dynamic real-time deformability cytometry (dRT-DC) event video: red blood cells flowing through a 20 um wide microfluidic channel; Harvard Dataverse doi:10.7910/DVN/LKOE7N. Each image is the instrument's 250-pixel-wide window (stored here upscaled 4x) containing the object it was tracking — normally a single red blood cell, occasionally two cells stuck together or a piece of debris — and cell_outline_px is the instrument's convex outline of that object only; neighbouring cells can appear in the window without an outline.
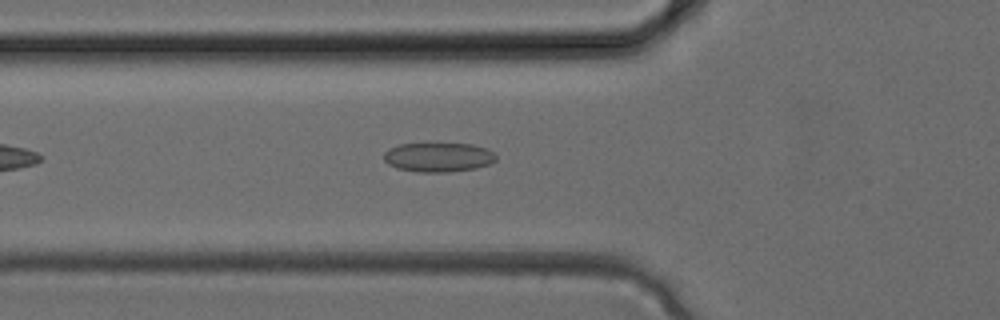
{"species": "common noctule bat (a hibernating species)", "species_latin": "Nyctalus noctula", "temperature_condition": "cold", "stored_images_in_passage": 27, "camera_frame_rate_fps": 3000, "um_per_image_px": 0.085, "animal": {"sex": "female", "body_mass_g": 24.6, "forearm_length_mm": 56.2}, "frame": {"image": 1, "passage_image": 5, "time_ms": 1.333, "image_size_px": [1000, 320], "cell_outline_px": [[496, 160], [488, 164], [476, 168], [448, 172], [416, 172], [396, 168], [388, 164], [384, 160], [384, 152], [388, 148], [400, 144], [472, 144], [488, 148], [496, 156]], "centroid_in_image_um": [37.24, 13.37], "position_along_channel_um": 88.6, "area_um2": 19.19}}
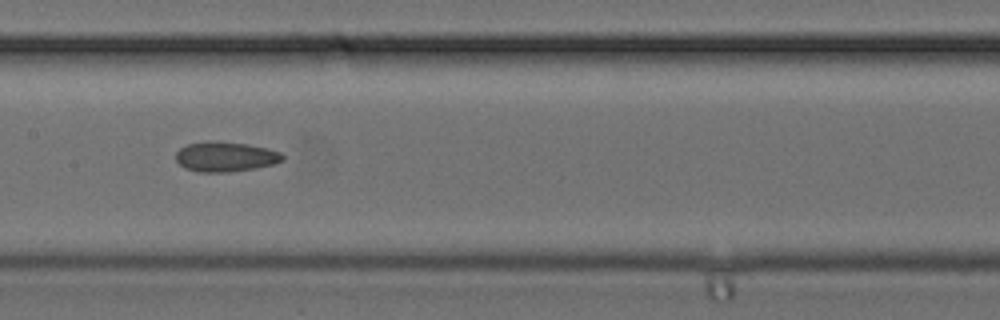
{"frame": {"image": 2, "passage_image": 10, "time_ms": 3.0, "image_size_px": [1000, 320], "cell_outline_px": [[284, 160], [272, 164], [256, 168], [228, 172], [200, 172], [184, 168], [176, 160], [176, 152], [180, 148], [188, 144], [248, 144], [268, 148], [280, 152], [284, 156]], "centroid_in_image_um": [19.2, 13.37], "position_along_channel_um": 188.2, "area_um2": 17.8}}
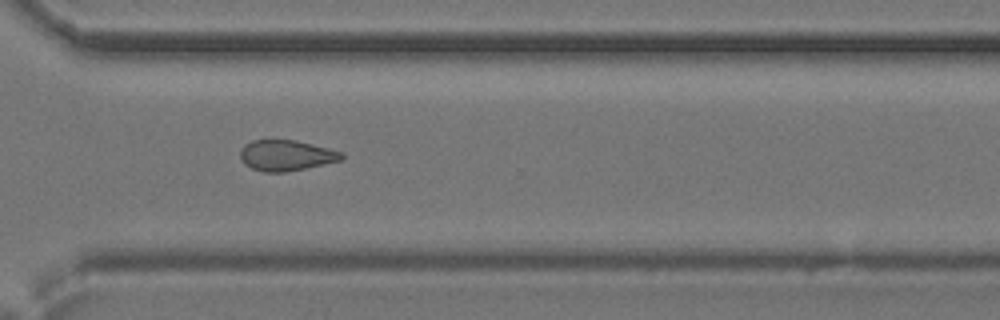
{"frame": {"image": 3, "passage_image": 18, "time_ms": 5.667, "image_size_px": [1000, 320], "cell_outline_px": [[344, 156], [340, 160], [304, 168], [284, 172], [264, 172], [252, 168], [244, 164], [240, 160], [240, 148], [244, 144], [252, 140], [268, 136], [296, 140], [344, 152]], "centroid_in_image_um": [24.24, 13.15], "position_along_channel_um": 346.4, "area_um2": 18.73}}